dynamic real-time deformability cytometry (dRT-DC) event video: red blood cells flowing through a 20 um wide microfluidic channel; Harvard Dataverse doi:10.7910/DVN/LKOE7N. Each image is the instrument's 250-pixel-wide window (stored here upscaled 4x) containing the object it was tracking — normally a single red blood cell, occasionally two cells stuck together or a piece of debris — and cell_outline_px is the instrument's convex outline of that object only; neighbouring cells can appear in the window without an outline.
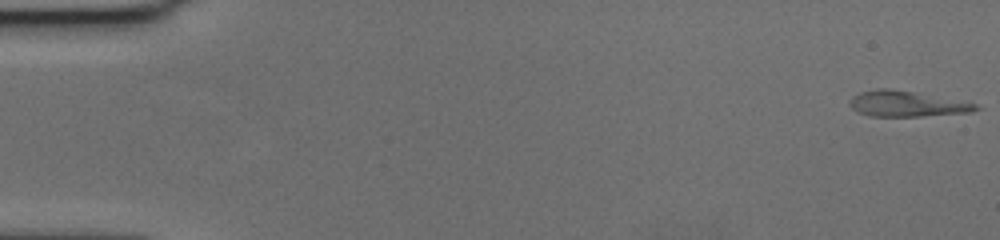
{"species": "human", "species_latin": "Homo sapiens", "temperature_condition": "cold", "stored_images_in_passage": 31, "camera_frame_rate_fps": 3000, "um_per_image_px": 0.085, "donor": {"sex": "female"}, "frame": {"image": 1, "passage_image": 1, "time_ms": 0.0, "image_size_px": [1000, 240], "cell_outline_px": [[980, 108], [972, 112], [920, 116], [868, 116], [852, 108], [848, 104], [848, 100], [852, 96], [860, 92], [876, 88], [892, 88], [916, 92], [976, 104]], "centroid_in_image_um": [77.0, 8.81], "position_along_channel_um": 8.0, "area_um2": 18.79}}
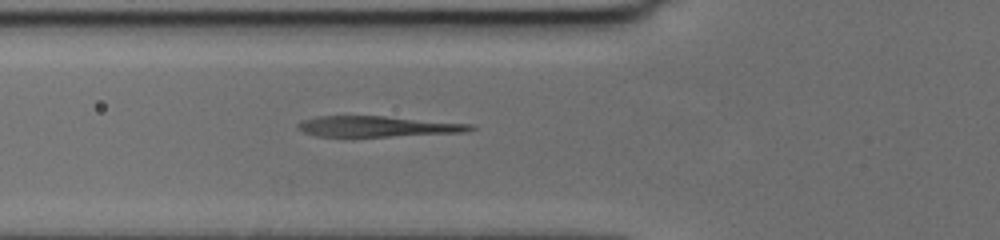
{"frame": {"image": 2, "passage_image": 22, "time_ms": 7.0, "image_size_px": [1000, 240], "cell_outline_px": [[476, 128], [468, 132], [392, 136], [316, 136], [304, 132], [296, 128], [296, 124], [300, 120], [316, 116], [384, 116], [472, 124]], "centroid_in_image_um": [32.06, 10.74], "position_along_channel_um": 93.7, "area_um2": 20.81}}
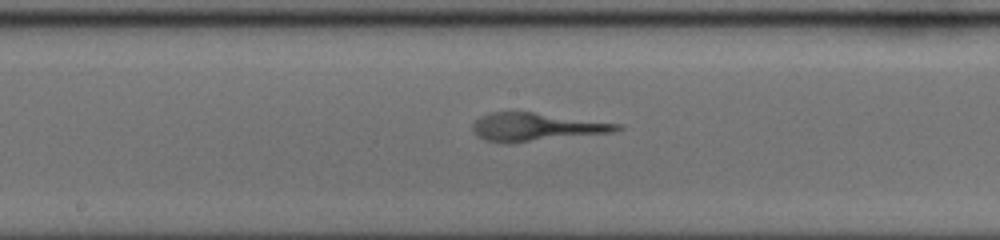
{"frame": {"image": 3, "passage_image": 31, "time_ms": 10.0, "image_size_px": [1000, 240], "cell_outline_px": [[624, 128], [612, 132], [508, 144], [504, 144], [484, 140], [476, 136], [472, 132], [472, 124], [480, 116], [488, 112], [532, 112], [624, 124]], "centroid_in_image_um": [45.53, 10.8], "position_along_channel_um": 202.7, "area_um2": 23.93}}